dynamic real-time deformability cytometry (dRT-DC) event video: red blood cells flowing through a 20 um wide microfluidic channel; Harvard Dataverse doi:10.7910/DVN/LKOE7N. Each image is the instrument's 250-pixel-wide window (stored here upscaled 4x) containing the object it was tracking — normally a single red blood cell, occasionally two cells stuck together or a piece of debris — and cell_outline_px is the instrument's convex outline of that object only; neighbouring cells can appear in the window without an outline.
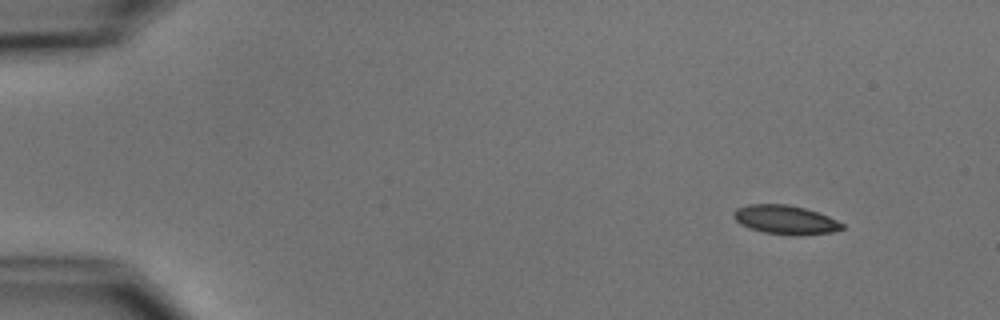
{"species": "common noctule bat (a hibernating species)", "species_latin": "Nyctalus noctula", "temperature_condition": "cold", "stored_images_in_passage": 4, "camera_frame_rate_fps": 3000, "um_per_image_px": 0.085, "animal": {"sex": "male", "body_mass_g": 15.6}, "frame": {"image": 1, "passage_image": 1, "time_ms": 0.0, "image_size_px": [1000, 320], "cell_outline_px": [[844, 228], [832, 232], [796, 236], [792, 236], [764, 232], [748, 228], [740, 224], [732, 216], [732, 212], [736, 208], [748, 204], [788, 204], [804, 208], [828, 216], [844, 224]], "centroid_in_image_um": [66.72, 18.68], "position_along_channel_um": 18.3, "area_um2": 18.44}}
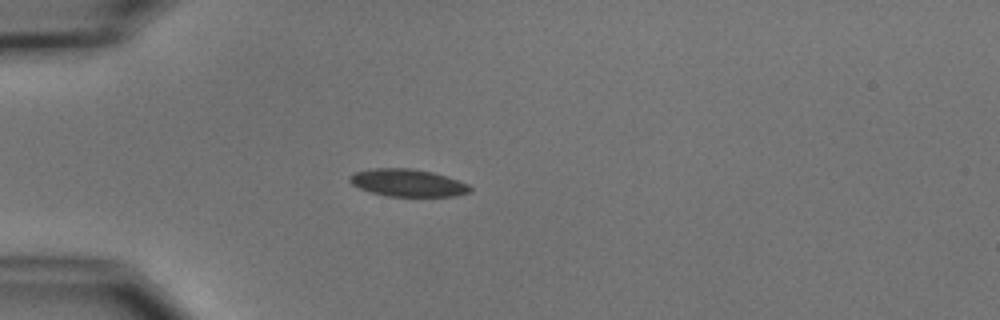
{"frame": {"image": 2, "passage_image": 4, "time_ms": 3.333, "image_size_px": [1000, 320], "cell_outline_px": [[472, 192], [456, 196], [388, 196], [372, 192], [360, 188], [352, 184], [348, 180], [348, 176], [352, 172], [372, 168], [412, 168], [432, 172], [468, 184], [472, 188]], "centroid_in_image_um": [34.63, 15.53], "position_along_channel_um": 50.4, "area_um2": 19.25}}